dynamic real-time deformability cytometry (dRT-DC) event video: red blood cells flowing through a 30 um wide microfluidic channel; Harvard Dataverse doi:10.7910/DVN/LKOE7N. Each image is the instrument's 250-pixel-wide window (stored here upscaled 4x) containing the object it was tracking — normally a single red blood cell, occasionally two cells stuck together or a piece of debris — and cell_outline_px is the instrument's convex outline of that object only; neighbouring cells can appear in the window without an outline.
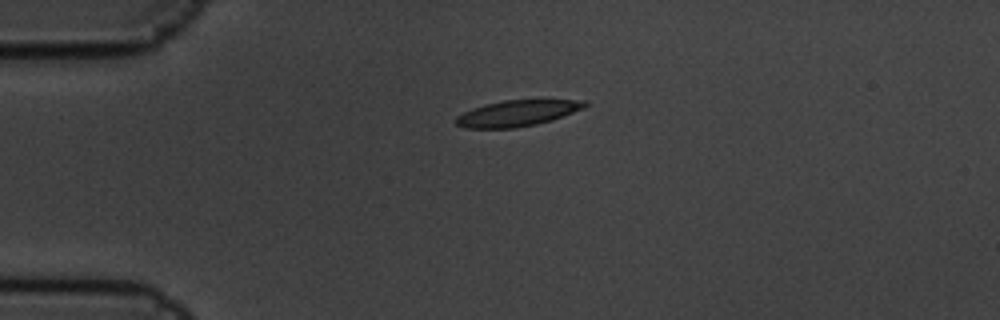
{"species": "common noctule bat (a hibernating species)", "species_latin": "Nyctalus noctula", "temperature_condition": "cold", "stored_images_in_passage": 3, "camera_frame_rate_fps": 3000, "um_per_image_px": 0.085, "animal": {"sex": "male", "body_mass_g": 19.5, "forearm_length_mm": 54.6}, "frame": {"image": 1, "passage_image": 1, "time_ms": 0.0, "image_size_px": [1000, 320], "cell_outline_px": [[588, 104], [584, 108], [552, 120], [536, 124], [516, 128], [464, 128], [456, 124], [456, 116], [472, 108], [484, 104], [504, 100], [588, 100]], "centroid_in_image_um": [43.96, 9.62], "position_along_channel_um": 41.0, "area_um2": 19.54}}
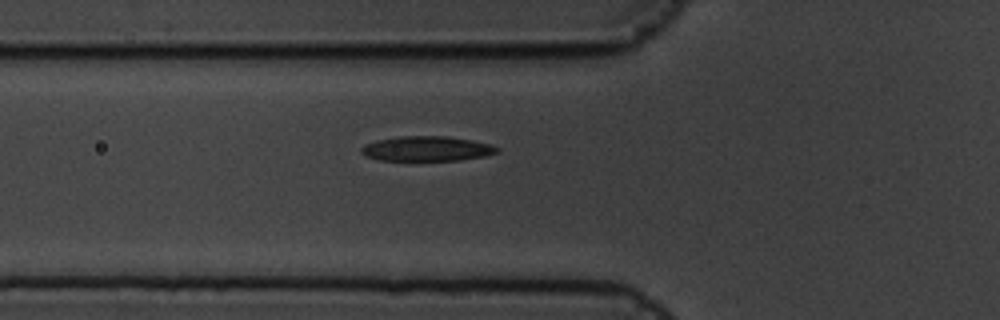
{"frame": {"image": 2, "passage_image": 3, "time_ms": 0.667, "image_size_px": [1000, 320], "cell_outline_px": [[500, 152], [484, 156], [460, 160], [380, 160], [364, 156], [360, 152], [360, 148], [364, 144], [376, 140], [400, 136], [448, 136], [472, 140], [492, 144], [500, 148]], "centroid_in_image_um": [36.28, 12.63], "position_along_channel_um": 89.5, "area_um2": 19.88}}